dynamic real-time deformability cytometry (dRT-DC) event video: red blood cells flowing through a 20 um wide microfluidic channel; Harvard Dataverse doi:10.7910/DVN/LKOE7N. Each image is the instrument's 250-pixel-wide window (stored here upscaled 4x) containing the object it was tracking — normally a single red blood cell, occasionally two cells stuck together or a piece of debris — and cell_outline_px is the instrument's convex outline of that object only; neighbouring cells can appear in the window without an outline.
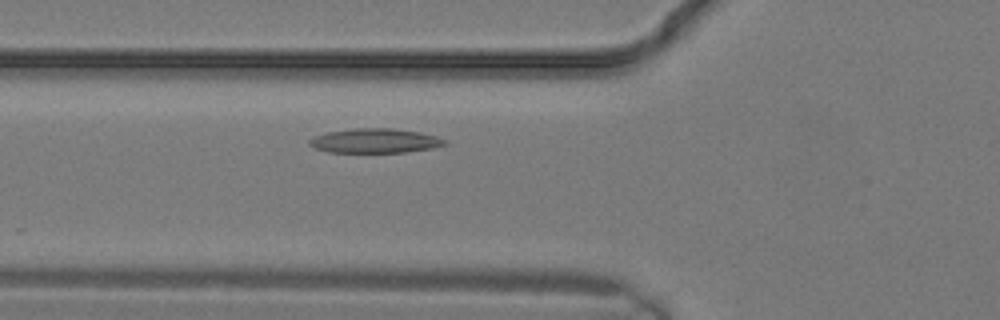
{"species": "common noctule bat (a hibernating species)", "species_latin": "Nyctalus noctula", "temperature_condition": "warm", "stored_images_in_passage": 17, "camera_frame_rate_fps": 3000, "um_per_image_px": 0.085, "animal": {"sex": "male", "body_mass_g": 19.2, "forearm_length_mm": 51.8}, "frame": {"image": 1, "passage_image": 7, "time_ms": 2.0, "image_size_px": [1000, 320], "cell_outline_px": [[448, 144], [432, 148], [404, 152], [328, 152], [316, 148], [308, 144], [308, 140], [312, 136], [328, 132], [356, 128], [392, 128], [420, 132], [436, 136], [444, 140]], "centroid_in_image_um": [31.85, 11.96], "position_along_channel_um": 94.0, "area_um2": 19.19}}
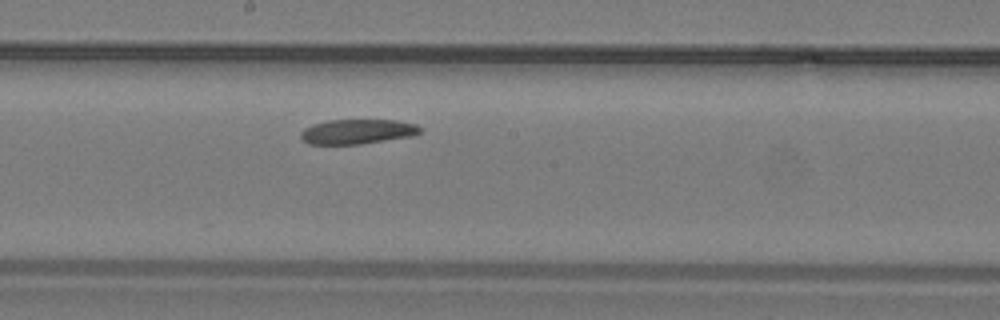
{"frame": {"image": 2, "passage_image": 12, "time_ms": 3.667, "image_size_px": [1000, 320], "cell_outline_px": [[420, 132], [412, 136], [360, 144], [308, 144], [300, 136], [300, 132], [304, 128], [312, 124], [328, 120], [396, 120], [416, 124], [420, 128]], "centroid_in_image_um": [30.35, 11.18], "position_along_channel_um": 217.9, "area_um2": 17.17}}
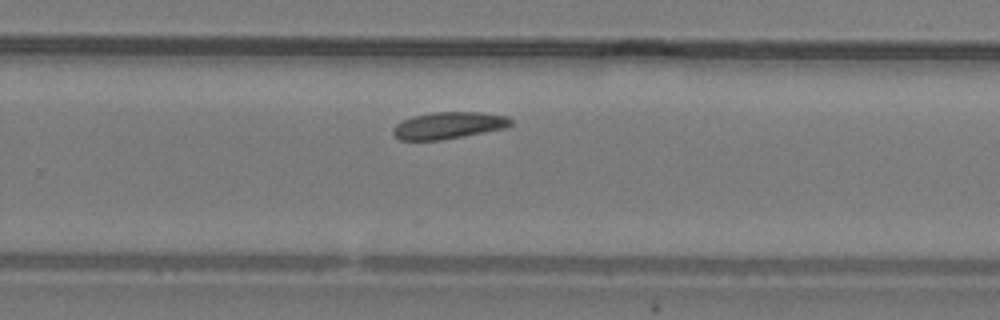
{"frame": {"image": 3, "passage_image": 15, "time_ms": 4.667, "image_size_px": [1000, 320], "cell_outline_px": [[512, 124], [504, 128], [464, 136], [440, 140], [400, 140], [392, 132], [392, 128], [396, 124], [412, 116], [432, 112], [480, 112], [508, 116], [512, 120]], "centroid_in_image_um": [38.12, 10.65], "position_along_channel_um": 291.7, "area_um2": 18.38}}